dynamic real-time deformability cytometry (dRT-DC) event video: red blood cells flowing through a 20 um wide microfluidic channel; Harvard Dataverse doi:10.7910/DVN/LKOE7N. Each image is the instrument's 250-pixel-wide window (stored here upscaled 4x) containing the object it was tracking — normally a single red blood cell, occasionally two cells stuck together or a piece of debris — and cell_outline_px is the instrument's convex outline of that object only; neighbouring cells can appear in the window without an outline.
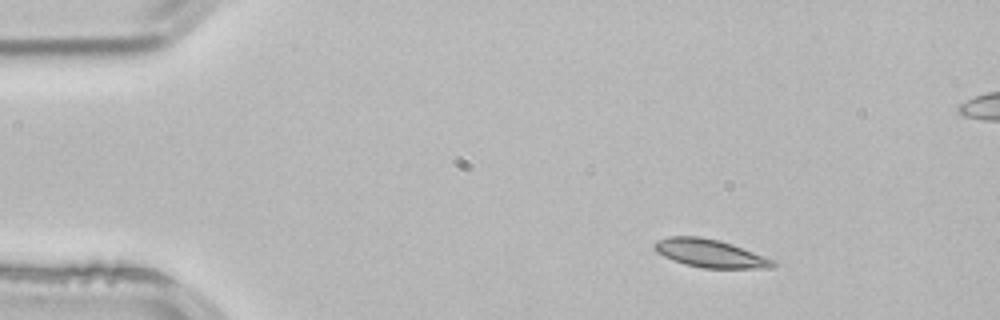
{"species": "common noctule bat (a hibernating species)", "species_latin": "Nyctalus noctula", "temperature_condition": "room temperature", "stored_images_in_passage": 3, "camera_frame_rate_fps": 3000, "um_per_image_px": 0.085, "animal": {"sex": "male", "body_mass_g": 21.5, "forearm_length_mm": 52.0}, "frame": {"image": 1, "passage_image": 1, "time_ms": 0.0, "image_size_px": [1000, 320], "cell_outline_px": [[776, 264], [772, 268], [700, 268], [684, 264], [672, 260], [656, 252], [652, 244], [656, 240], [668, 236], [700, 236], [720, 240], [732, 244], [776, 260]], "centroid_in_image_um": [60.33, 21.53], "position_along_channel_um": 24.7, "area_um2": 19.65}}